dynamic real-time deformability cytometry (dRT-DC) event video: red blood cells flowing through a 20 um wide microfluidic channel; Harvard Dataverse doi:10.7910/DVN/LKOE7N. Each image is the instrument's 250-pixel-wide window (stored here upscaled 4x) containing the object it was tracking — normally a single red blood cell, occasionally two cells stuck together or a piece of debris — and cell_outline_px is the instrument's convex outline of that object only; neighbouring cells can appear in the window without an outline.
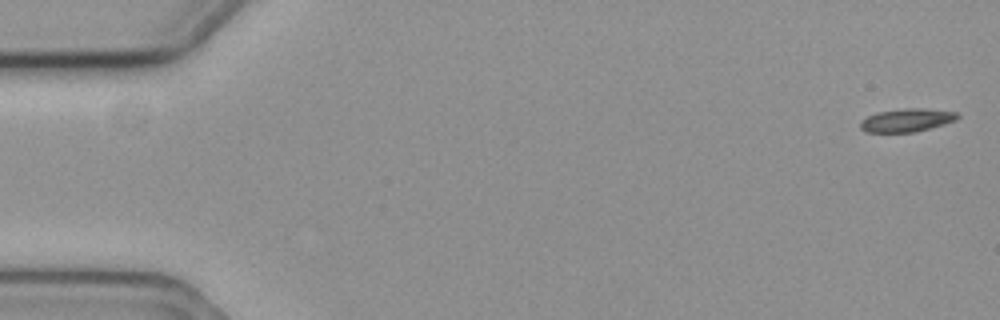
{"species": "common noctule bat (a hibernating species)", "species_latin": "Nyctalus noctula", "temperature_condition": "cold", "stored_images_in_passage": 6, "camera_frame_rate_fps": 3000, "um_per_image_px": 0.085, "animal": {"sex": "female", "body_mass_g": 19.3, "forearm_length_mm": 54.1}, "frame": {"image": 1, "passage_image": 1, "time_ms": 0.0, "image_size_px": [1000, 320], "cell_outline_px": [[960, 116], [956, 120], [944, 124], [916, 132], [864, 132], [860, 128], [860, 120], [876, 112], [904, 108], [924, 108], [956, 112]], "centroid_in_image_um": [77.05, 10.21], "position_along_channel_um": 7.9, "area_um2": 13.24}}
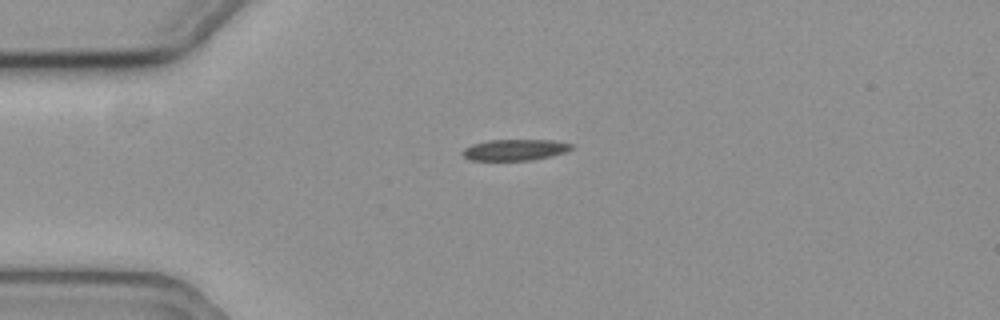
{"frame": {"image": 2, "passage_image": 4, "time_ms": 1.0, "image_size_px": [1000, 320], "cell_outline_px": [[572, 148], [564, 152], [532, 160], [472, 160], [464, 156], [460, 152], [464, 148], [472, 144], [488, 140], [552, 140], [572, 144]], "centroid_in_image_um": [43.72, 12.73], "position_along_channel_um": 41.3, "area_um2": 13.24}}
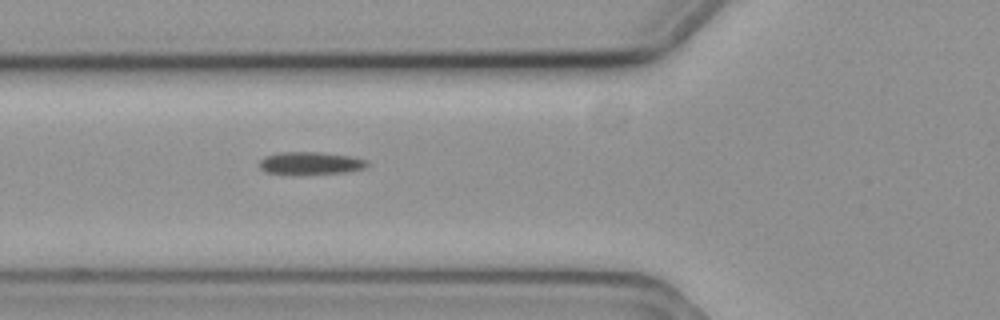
{"frame": {"image": 3, "passage_image": 6, "time_ms": 1.667, "image_size_px": [1000, 320], "cell_outline_px": [[368, 164], [364, 168], [348, 172], [268, 172], [260, 168], [260, 160], [264, 156], [280, 152], [320, 152], [352, 156], [368, 160]], "centroid_in_image_um": [26.44, 13.82], "position_along_channel_um": 99.4, "area_um2": 13.53}}